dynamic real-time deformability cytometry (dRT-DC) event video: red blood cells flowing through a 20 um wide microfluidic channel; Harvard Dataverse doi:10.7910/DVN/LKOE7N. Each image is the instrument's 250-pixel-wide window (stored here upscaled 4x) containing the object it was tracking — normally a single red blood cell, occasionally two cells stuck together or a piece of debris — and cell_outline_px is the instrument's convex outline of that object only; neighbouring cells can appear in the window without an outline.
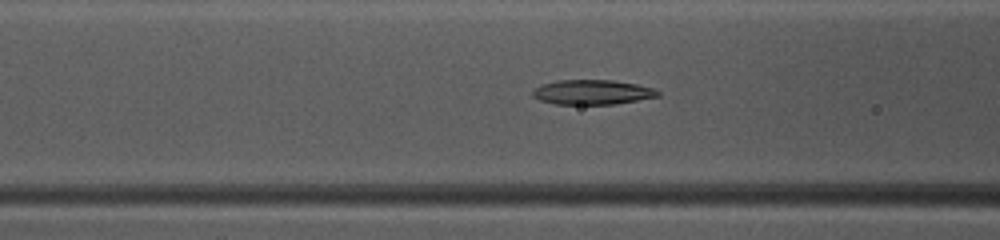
{"species": "common noctule bat (a hibernating species)", "species_latin": "Nyctalus noctula", "temperature_condition": "warm", "stored_images_in_passage": 41, "camera_frame_rate_fps": 3000, "um_per_image_px": 0.085, "animal": {"sex": "female", "body_mass_g": 10.0, "forearm_length_mm": 53.1}, "frame": {"image": 1, "passage_image": 12, "time_ms": 3.667, "image_size_px": [1000, 240], "cell_outline_px": [[660, 96], [616, 104], [556, 104], [540, 100], [532, 96], [532, 92], [536, 88], [544, 84], [556, 80], [612, 80], [636, 84], [652, 88], [660, 92]], "centroid_in_image_um": [50.36, 7.84], "position_along_channel_um": 116.2, "area_um2": 17.92}}
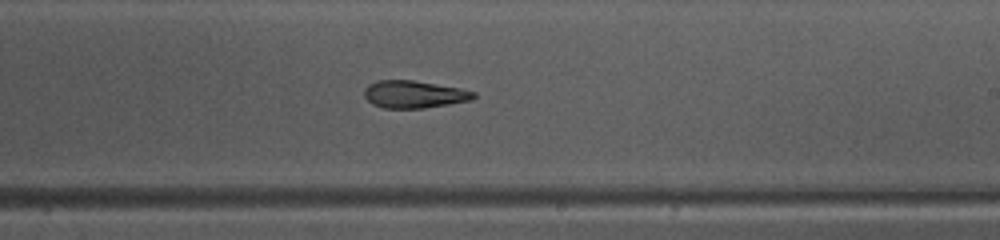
{"frame": {"image": 2, "passage_image": 22, "time_ms": 7.0, "image_size_px": [1000, 240], "cell_outline_px": [[476, 96], [472, 100], [424, 108], [384, 108], [372, 104], [364, 96], [364, 88], [368, 84], [376, 80], [412, 80], [460, 88], [476, 92]], "centroid_in_image_um": [35.18, 8.01], "position_along_channel_um": 253.8, "area_um2": 17.51}}
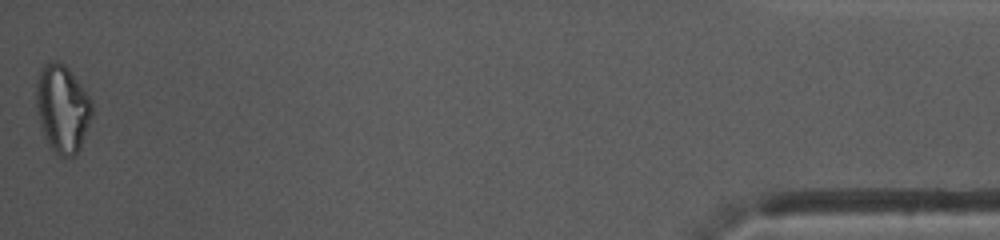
{"frame": {"image": 3, "passage_image": 41, "time_ms": 13.333, "image_size_px": [1000, 240], "cell_outline_px": [[92, 116], [80, 148], [76, 156], [60, 156], [52, 148], [40, 124], [36, 112], [36, 88], [40, 68], [44, 64], [52, 60], [56, 60], [64, 64], [68, 68], [92, 100]], "centroid_in_image_um": [5.31, 9.2], "position_along_channel_um": 429.9, "area_um2": 28.32}, "authors_computed_cell_mechanics": {"area_um2": 18.496, "velocity_mm_per_s": 4.1158, "shape_relaxation_time_tau1_ms": null, "shape_relaxation_time_tau2_ms": 4.122, "deformation_change_tau1": null, "deformation_change_tau2": 0.1385}}